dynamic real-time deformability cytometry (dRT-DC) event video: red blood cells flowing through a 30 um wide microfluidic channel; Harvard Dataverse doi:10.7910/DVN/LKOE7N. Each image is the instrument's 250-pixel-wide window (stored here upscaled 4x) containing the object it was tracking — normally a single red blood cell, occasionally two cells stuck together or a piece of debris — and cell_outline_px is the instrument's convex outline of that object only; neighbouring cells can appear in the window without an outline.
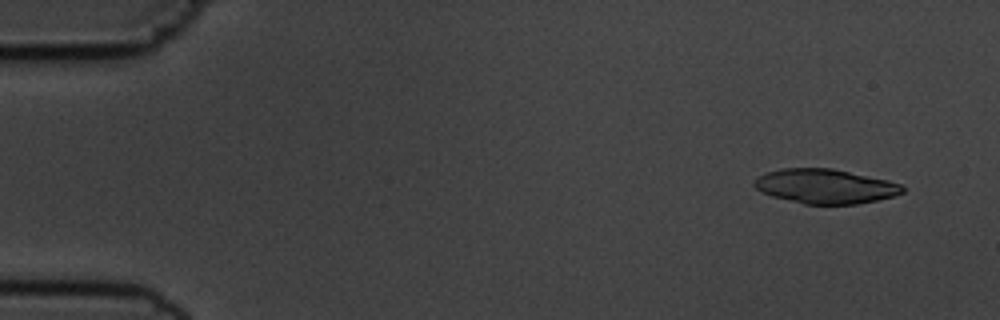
{"species": "common noctule bat (a hibernating species)", "species_latin": "Nyctalus noctula", "temperature_condition": "cold", "stored_images_in_passage": 54, "segment_of_instrument_passage": [1, 2], "camera_frame_rate_fps": 3000, "um_per_image_px": 0.085, "animal": {"sex": "male", "body_mass_g": 19.5, "forearm_length_mm": 54.6}, "frame": {"image": 1, "passage_image": 4, "time_ms": 1.0, "image_size_px": [1000, 320], "cell_outline_px": [[904, 192], [892, 196], [876, 200], [856, 204], [804, 204], [772, 196], [760, 192], [752, 184], [752, 180], [768, 172], [784, 168], [832, 168], [888, 180], [900, 184], [904, 188]], "centroid_in_image_um": [70.12, 15.83], "position_along_channel_um": 14.9, "area_um2": 29.65}}